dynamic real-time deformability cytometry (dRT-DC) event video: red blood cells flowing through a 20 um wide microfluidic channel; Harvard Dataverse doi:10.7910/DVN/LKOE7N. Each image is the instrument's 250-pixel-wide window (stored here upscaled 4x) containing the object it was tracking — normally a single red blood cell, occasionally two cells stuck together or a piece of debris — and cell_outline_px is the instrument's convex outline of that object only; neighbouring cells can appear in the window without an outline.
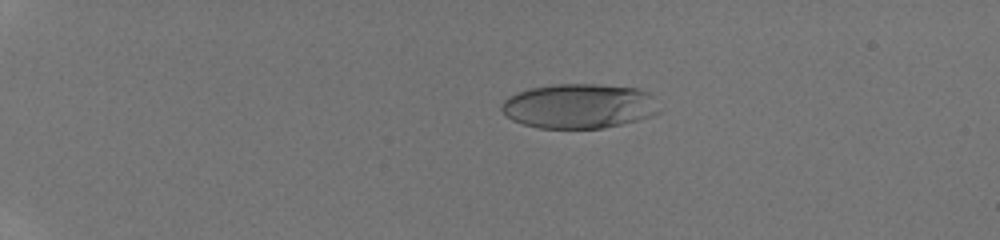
{"species": "human", "species_latin": "Homo sapiens", "temperature_condition": "room temperature", "stored_images_in_passage": 48, "camera_frame_rate_fps": 3000, "um_per_image_px": 0.085, "donor": {"sex": "male"}, "frame": {"image": 1, "passage_image": 12, "time_ms": 3.667, "image_size_px": [1000, 240], "cell_outline_px": [[660, 112], [652, 116], [620, 124], [600, 128], [540, 128], [524, 124], [512, 120], [500, 108], [500, 104], [508, 96], [532, 88], [556, 84], [596, 84], [636, 88], [648, 92], [652, 96]], "centroid_in_image_um": [49.22, 9.01], "position_along_channel_um": 35.8, "area_um2": 40.75}}
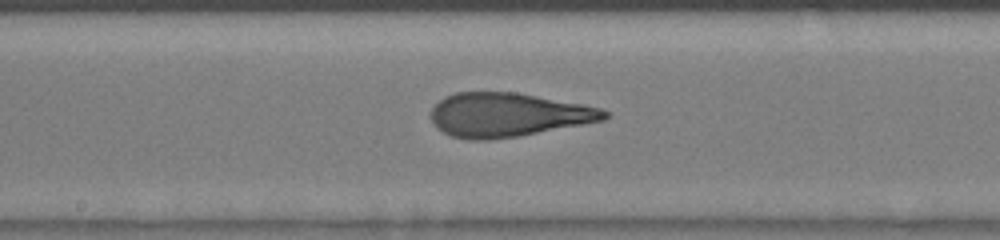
{"frame": {"image": 2, "passage_image": 29, "time_ms": 9.333, "image_size_px": [1000, 240], "cell_outline_px": [[608, 116], [604, 120], [516, 136], [488, 140], [468, 140], [452, 136], [436, 128], [432, 120], [432, 108], [444, 96], [456, 92], [516, 92], [584, 104], [600, 108], [608, 112]], "centroid_in_image_um": [43.15, 9.75], "position_along_channel_um": 205.1, "area_um2": 44.1}}
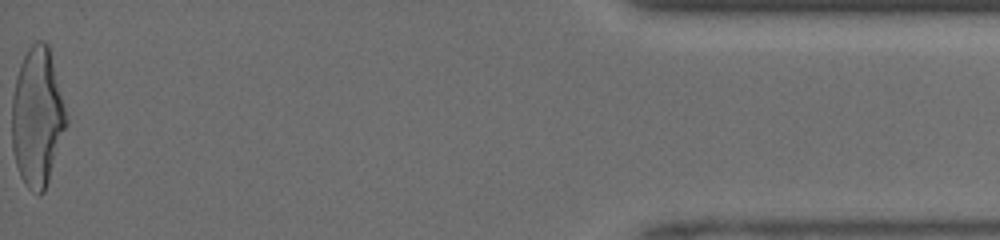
{"frame": {"image": 3, "passage_image": 48, "time_ms": 15.667, "image_size_px": [1000, 240], "cell_outline_px": [[68, 124], [44, 192], [40, 196], [28, 188], [24, 184], [20, 176], [16, 164], [12, 148], [12, 96], [16, 76], [20, 64], [28, 48], [36, 40], [44, 40], [48, 44], [68, 120]], "centroid_in_image_um": [3.16, 9.97], "position_along_channel_um": 432.0, "area_um2": 43.99}}